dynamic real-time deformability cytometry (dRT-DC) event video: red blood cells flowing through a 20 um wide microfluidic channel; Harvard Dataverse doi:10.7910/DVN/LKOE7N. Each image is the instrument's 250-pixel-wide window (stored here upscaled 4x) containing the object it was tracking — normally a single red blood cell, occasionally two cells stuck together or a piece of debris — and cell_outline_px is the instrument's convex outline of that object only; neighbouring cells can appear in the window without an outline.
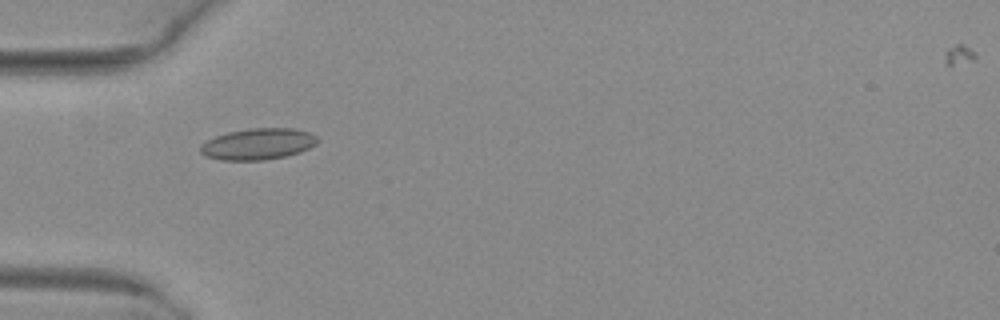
{"species": "common noctule bat (a hibernating species)", "species_latin": "Nyctalus noctula", "temperature_condition": "warm", "stored_images_in_passage": 5, "camera_frame_rate_fps": 3000, "um_per_image_px": 0.085, "animal": {"sex": "female", "body_mass_g": 29.2, "forearm_length_mm": 56.3}, "frame": {"image": 1, "passage_image": 3, "time_ms": 0.667, "image_size_px": [1000, 320], "cell_outline_px": [[320, 140], [316, 144], [300, 152], [284, 156], [264, 160], [220, 160], [204, 156], [200, 152], [200, 144], [216, 136], [228, 132], [248, 128], [296, 128], [308, 132], [316, 136]], "centroid_in_image_um": [21.92, 12.23], "position_along_channel_um": 63.1, "area_um2": 21.44}}
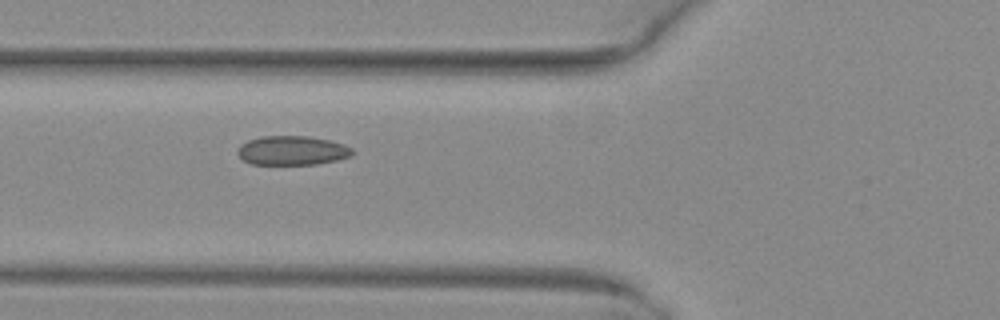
{"frame": {"image": 2, "passage_image": 4, "time_ms": 1.0, "image_size_px": [1000, 320], "cell_outline_px": [[356, 152], [352, 156], [336, 160], [316, 164], [252, 164], [244, 160], [236, 152], [240, 144], [248, 140], [264, 136], [308, 136], [328, 140], [344, 144], [352, 148]], "centroid_in_image_um": [24.86, 12.79], "position_along_channel_um": 100.9, "area_um2": 19.54}}
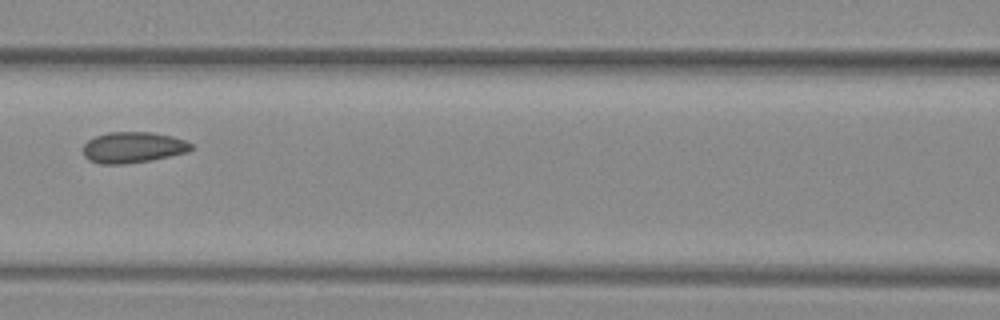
{"frame": {"image": 3, "passage_image": 5, "time_ms": 1.333, "image_size_px": [1000, 320], "cell_outline_px": [[192, 148], [188, 152], [152, 160], [124, 164], [100, 164], [88, 160], [84, 156], [84, 144], [88, 140], [96, 136], [108, 132], [152, 132], [172, 136], [184, 140], [192, 144]], "centroid_in_image_um": [11.3, 12.53], "position_along_channel_um": 155.3, "area_um2": 19.54}}